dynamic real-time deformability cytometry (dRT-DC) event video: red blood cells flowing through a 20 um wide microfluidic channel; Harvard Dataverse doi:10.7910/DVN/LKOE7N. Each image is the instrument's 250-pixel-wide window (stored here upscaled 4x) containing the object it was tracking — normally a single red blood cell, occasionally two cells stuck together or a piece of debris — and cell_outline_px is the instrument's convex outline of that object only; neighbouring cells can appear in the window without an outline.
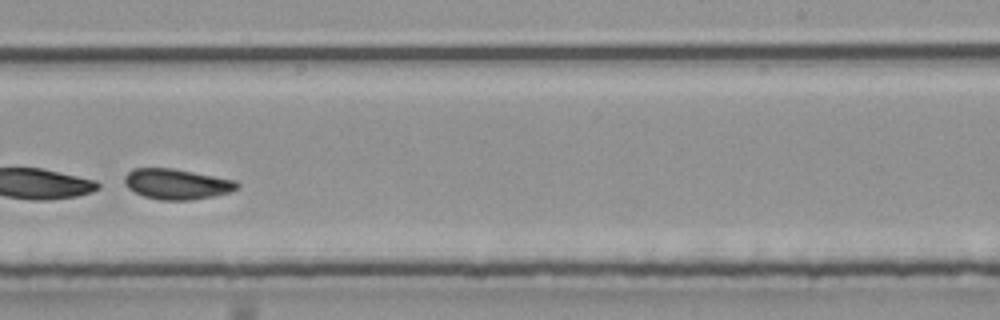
{"species": "common noctule bat (a hibernating species)", "species_latin": "Nyctalus noctula", "temperature_condition": "room temperature", "stored_images_in_passage": 43, "camera_frame_rate_fps": 3000, "um_per_image_px": 0.085, "animal": {"sex": "male", "body_mass_g": 20.4}, "frame": {"image": 1, "passage_image": 25, "time_ms": 8.0, "image_size_px": [1000, 320], "cell_outline_px": [[240, 188], [228, 192], [212, 196], [188, 200], [160, 200], [144, 196], [128, 188], [124, 184], [124, 176], [132, 168], [176, 168], [236, 180], [240, 184]], "centroid_in_image_um": [15.03, 15.63], "position_along_channel_um": 274.0, "area_um2": 20.11}}